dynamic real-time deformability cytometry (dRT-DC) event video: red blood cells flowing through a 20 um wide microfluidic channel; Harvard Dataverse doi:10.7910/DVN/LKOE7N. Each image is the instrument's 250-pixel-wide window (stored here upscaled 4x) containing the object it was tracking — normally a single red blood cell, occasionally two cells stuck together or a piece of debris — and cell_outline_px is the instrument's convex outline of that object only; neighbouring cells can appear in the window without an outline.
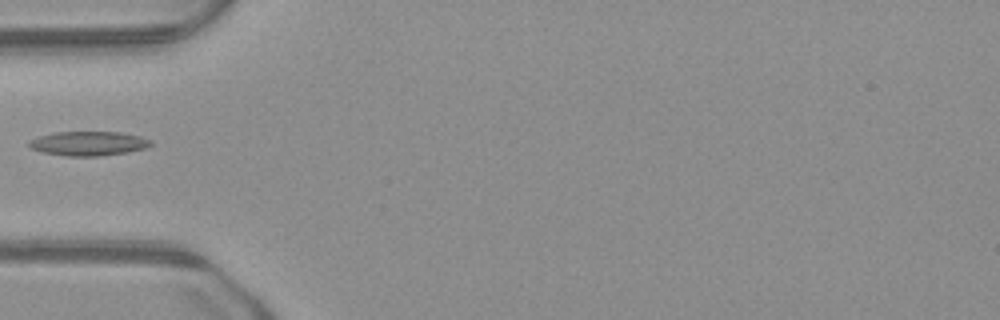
{"species": "common noctule bat (a hibernating species)", "species_latin": "Nyctalus noctula", "temperature_condition": "warm", "stored_images_in_passage": 34, "camera_frame_rate_fps": 3000, "um_per_image_px": 0.085, "animal": {"sex": "male", "body_mass_g": 23.1, "forearm_length_mm": 52.7}, "frame": {"image": 1, "passage_image": 1, "time_ms": 0.0, "image_size_px": [1000, 320], "cell_outline_px": [[152, 144], [144, 148], [128, 152], [100, 156], [64, 156], [40, 152], [32, 148], [28, 144], [28, 140], [40, 136], [56, 132], [120, 132], [140, 136], [152, 140]], "centroid_in_image_um": [7.51, 12.2], "position_along_channel_um": 77.5, "area_um2": 17.28}}